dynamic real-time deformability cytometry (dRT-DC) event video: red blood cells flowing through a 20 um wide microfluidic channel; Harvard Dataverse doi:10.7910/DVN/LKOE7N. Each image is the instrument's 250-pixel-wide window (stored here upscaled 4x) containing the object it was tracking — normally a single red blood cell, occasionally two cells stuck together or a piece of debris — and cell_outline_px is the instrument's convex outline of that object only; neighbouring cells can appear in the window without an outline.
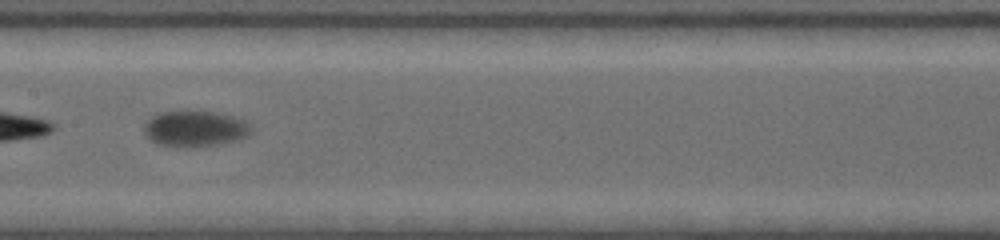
{"species": "common noctule bat (a hibernating species)", "species_latin": "Nyctalus noctula", "temperature_condition": "warm", "stored_images_in_passage": 30, "camera_frame_rate_fps": 5000, "um_per_image_px": 0.085, "animal": {"sex": "female", "body_mass_g": 19.0, "forearm_length_mm": 53.3}, "frame": {"image": 1, "passage_image": 9, "time_ms": 3.4, "image_size_px": [1000, 240], "cell_outline_px": [[252, 132], [248, 136], [240, 140], [220, 144], [196, 148], [188, 148], [156, 144], [148, 140], [144, 132], [144, 124], [156, 112], [188, 108], [216, 112], [232, 116], [244, 120], [252, 128]], "centroid_in_image_um": [16.55, 10.92], "position_along_channel_um": 190.9, "area_um2": 23.64}}